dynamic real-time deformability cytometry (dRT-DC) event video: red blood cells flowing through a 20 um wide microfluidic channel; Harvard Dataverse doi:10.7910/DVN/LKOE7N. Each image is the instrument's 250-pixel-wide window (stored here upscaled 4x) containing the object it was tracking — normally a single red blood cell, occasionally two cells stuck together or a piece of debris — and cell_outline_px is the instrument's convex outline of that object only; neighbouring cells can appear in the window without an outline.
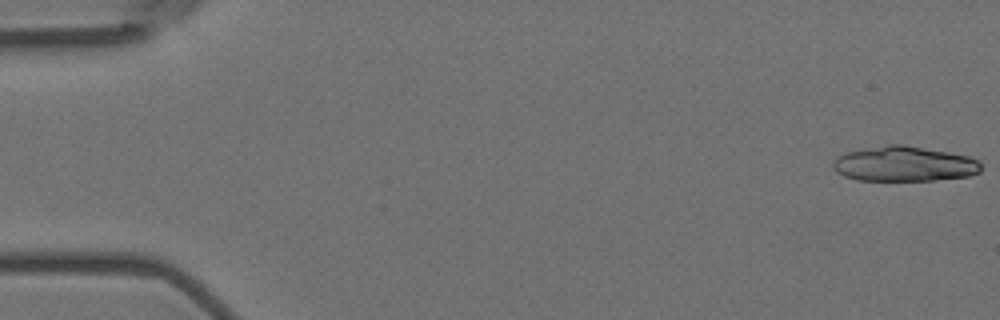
{"species": "Egyptian fruit bat (a non-hibernating species)", "species_latin": "Rousettus aegyptiacus", "temperature_condition": "room temperature", "stored_images_in_passage": 20, "camera_frame_rate_fps": 3000, "um_per_image_px": 0.085, "animal": {"sex": "female"}, "frame": {"image": 1, "passage_image": 1, "time_ms": 0.0, "image_size_px": [1000, 320], "cell_outline_px": [[980, 172], [968, 176], [936, 180], [856, 180], [844, 176], [836, 172], [832, 168], [832, 164], [836, 156], [844, 152], [888, 144], [904, 144], [948, 152], [968, 156], [980, 160]], "centroid_in_image_um": [76.82, 13.93], "position_along_channel_um": 8.2, "area_um2": 30.46}}